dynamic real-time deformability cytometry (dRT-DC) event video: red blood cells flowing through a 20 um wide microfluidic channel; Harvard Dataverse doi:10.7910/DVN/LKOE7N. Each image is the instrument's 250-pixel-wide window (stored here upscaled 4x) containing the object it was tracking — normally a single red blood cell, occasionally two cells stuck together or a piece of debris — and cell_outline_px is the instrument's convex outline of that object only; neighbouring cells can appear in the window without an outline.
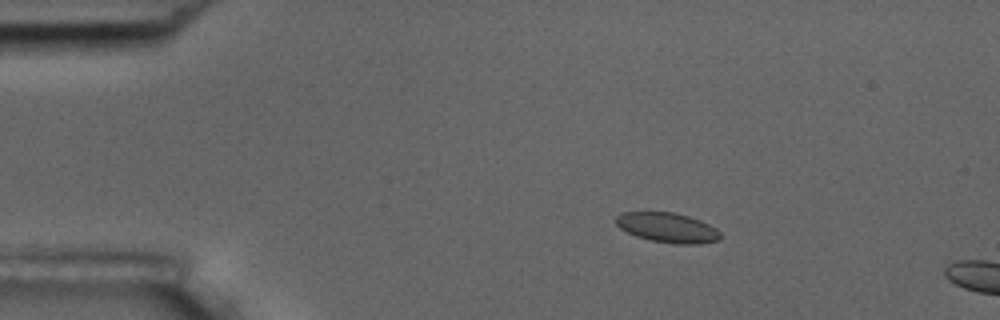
{"species": "common noctule bat (a hibernating species)", "species_latin": "Nyctalus noctula", "temperature_condition": "room temperature", "stored_images_in_passage": 4, "camera_frame_rate_fps": 3000, "um_per_image_px": 0.085, "animal": {"sex": "male", "body_mass_g": 17.5, "forearm_length_mm": 52.3}, "frame": {"image": 1, "passage_image": 3, "time_ms": 2.333, "image_size_px": [1000, 320], "cell_outline_px": [[720, 240], [700, 244], [676, 244], [652, 240], [636, 236], [620, 228], [616, 224], [616, 216], [620, 212], [676, 212], [700, 220], [716, 228], [720, 232]], "centroid_in_image_um": [56.75, 19.34], "position_along_channel_um": 28.3, "area_um2": 18.15}}